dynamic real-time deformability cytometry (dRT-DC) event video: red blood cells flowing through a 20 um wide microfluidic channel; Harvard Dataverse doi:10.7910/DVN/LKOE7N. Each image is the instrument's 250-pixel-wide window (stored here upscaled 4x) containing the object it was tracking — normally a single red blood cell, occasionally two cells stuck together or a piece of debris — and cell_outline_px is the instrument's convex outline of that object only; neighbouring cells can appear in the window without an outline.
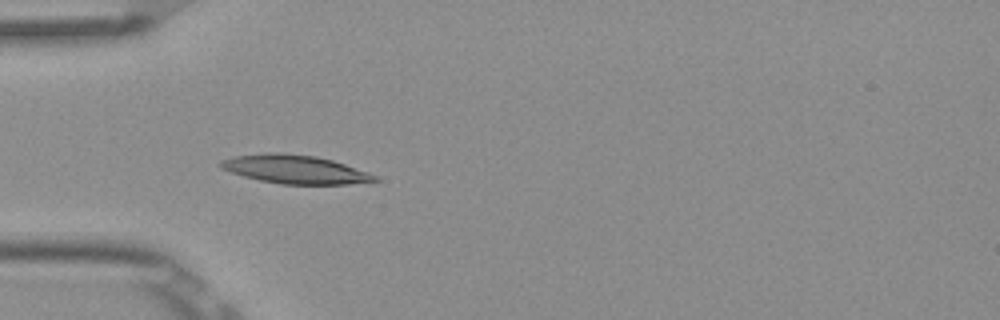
{"species": "Egyptian fruit bat (a non-hibernating species)", "species_latin": "Rousettus aegyptiacus", "temperature_condition": "room temperature", "stored_images_in_passage": 6, "camera_frame_rate_fps": 3000, "um_per_image_px": 0.085, "frame": {"image": 1, "passage_image": 5, "time_ms": 1.333, "image_size_px": [1000, 320], "cell_outline_px": [[380, 180], [348, 184], [280, 184], [260, 180], [244, 176], [220, 168], [216, 164], [220, 160], [232, 156], [268, 152], [284, 152], [316, 156], [332, 160], [368, 172], [376, 176]], "centroid_in_image_um": [25.01, 14.38], "position_along_channel_um": 60.0, "area_um2": 25.72}}
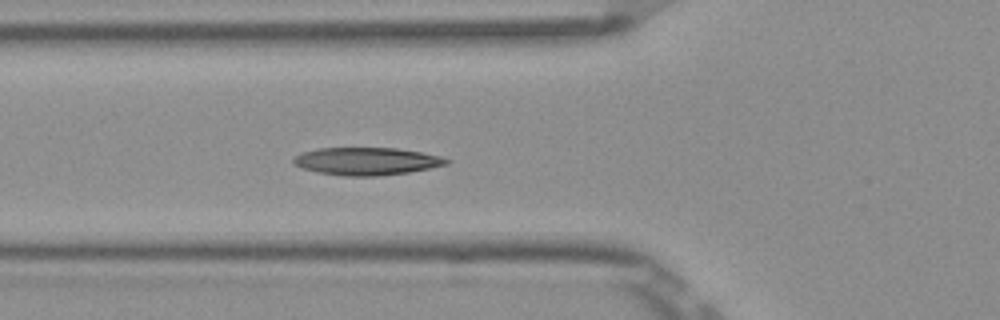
{"frame": {"image": 2, "passage_image": 6, "time_ms": 1.667, "image_size_px": [1000, 320], "cell_outline_px": [[452, 160], [448, 164], [408, 172], [376, 176], [344, 176], [316, 172], [292, 164], [292, 160], [296, 156], [304, 152], [320, 148], [396, 148], [420, 152], [440, 156]], "centroid_in_image_um": [31.16, 13.71], "position_along_channel_um": 94.6, "area_um2": 24.45}}